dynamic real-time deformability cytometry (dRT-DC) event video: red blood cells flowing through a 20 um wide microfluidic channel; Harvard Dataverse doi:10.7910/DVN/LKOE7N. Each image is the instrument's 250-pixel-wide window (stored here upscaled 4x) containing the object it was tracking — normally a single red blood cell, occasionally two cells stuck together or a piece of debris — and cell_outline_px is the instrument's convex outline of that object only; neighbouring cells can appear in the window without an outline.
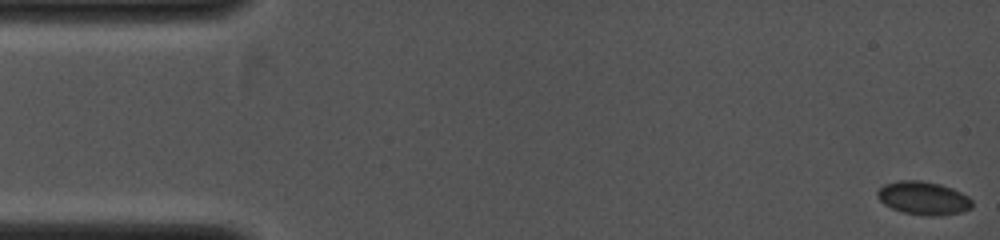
{"species": "common noctule bat (a hibernating species)", "species_latin": "Nyctalus noctula", "temperature_condition": "cold", "stored_images_in_passage": 10, "camera_frame_rate_fps": 4000, "um_per_image_px": 0.085, "animal": {"sex": "female", "body_mass_g": 19.0, "forearm_length_mm": 53.3}, "frame": {"image": 1, "passage_image": 1, "time_ms": 0.0, "image_size_px": [1000, 240], "cell_outline_px": [[972, 208], [964, 212], [940, 216], [928, 216], [904, 212], [892, 208], [884, 204], [876, 196], [876, 192], [884, 184], [900, 180], [920, 180], [940, 184], [952, 188], [968, 196], [972, 200]], "centroid_in_image_um": [78.51, 16.84], "position_along_channel_um": 6.5, "area_um2": 18.5}}
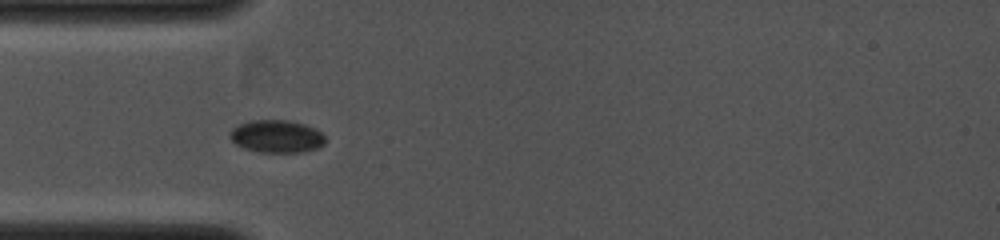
{"frame": {"image": 2, "passage_image": 9, "time_ms": 3.75, "image_size_px": [1000, 240], "cell_outline_px": [[324, 144], [316, 148], [300, 152], [260, 152], [244, 148], [236, 144], [228, 136], [228, 132], [232, 128], [240, 124], [252, 120], [288, 120], [304, 124], [320, 132], [324, 136]], "centroid_in_image_um": [23.46, 11.59], "position_along_channel_um": 61.5, "area_um2": 17.98}}
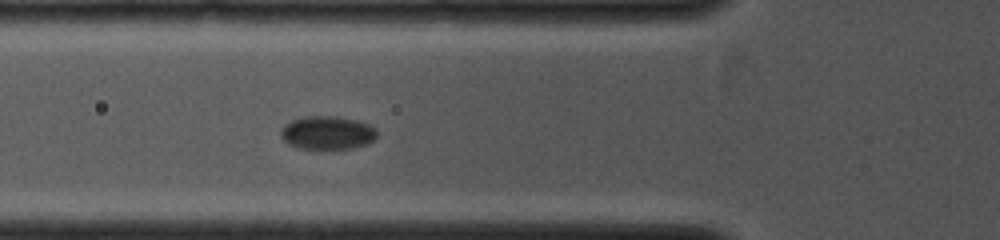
{"frame": {"image": 3, "passage_image": 10, "time_ms": 4.5, "image_size_px": [1000, 240], "cell_outline_px": [[376, 136], [368, 144], [352, 148], [300, 148], [288, 144], [280, 136], [280, 128], [284, 124], [292, 120], [304, 116], [336, 116], [356, 120], [368, 124], [376, 128]], "centroid_in_image_um": [27.8, 11.27], "position_along_channel_um": 98.0, "area_um2": 18.67}}